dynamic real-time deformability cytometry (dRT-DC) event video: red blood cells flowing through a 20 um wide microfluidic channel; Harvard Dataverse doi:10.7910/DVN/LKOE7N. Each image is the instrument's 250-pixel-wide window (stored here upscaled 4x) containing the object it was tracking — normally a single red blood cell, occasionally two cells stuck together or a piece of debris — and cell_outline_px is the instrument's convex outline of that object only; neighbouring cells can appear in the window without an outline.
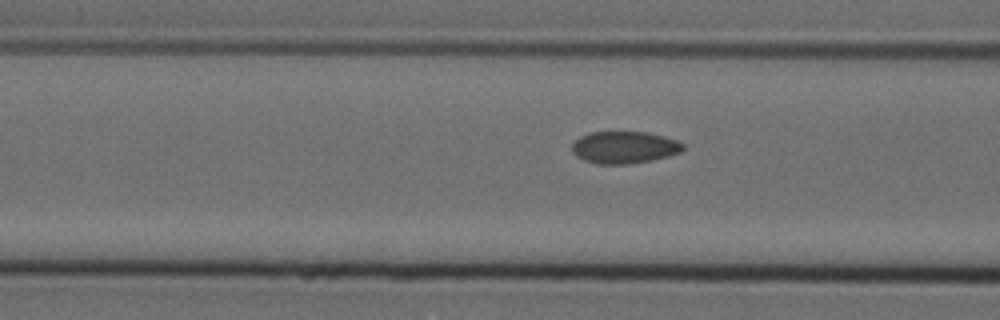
{"species": "Egyptian fruit bat (a non-hibernating species)", "species_latin": "Rousettus aegyptiacus", "temperature_condition": "cold", "stored_images_in_passage": 6, "camera_frame_rate_fps": 3000, "um_per_image_px": 0.085, "animal": {"sex": "female"}, "frame": {"image": 1, "passage_image": 6, "time_ms": 1.667, "image_size_px": [1000, 320], "cell_outline_px": [[684, 148], [680, 152], [668, 156], [652, 160], [628, 164], [596, 164], [584, 160], [576, 156], [572, 152], [572, 144], [580, 136], [592, 132], [648, 132], [664, 136], [676, 140], [684, 144]], "centroid_in_image_um": [53.06, 12.53], "position_along_channel_um": 113.5, "area_um2": 20.81}}